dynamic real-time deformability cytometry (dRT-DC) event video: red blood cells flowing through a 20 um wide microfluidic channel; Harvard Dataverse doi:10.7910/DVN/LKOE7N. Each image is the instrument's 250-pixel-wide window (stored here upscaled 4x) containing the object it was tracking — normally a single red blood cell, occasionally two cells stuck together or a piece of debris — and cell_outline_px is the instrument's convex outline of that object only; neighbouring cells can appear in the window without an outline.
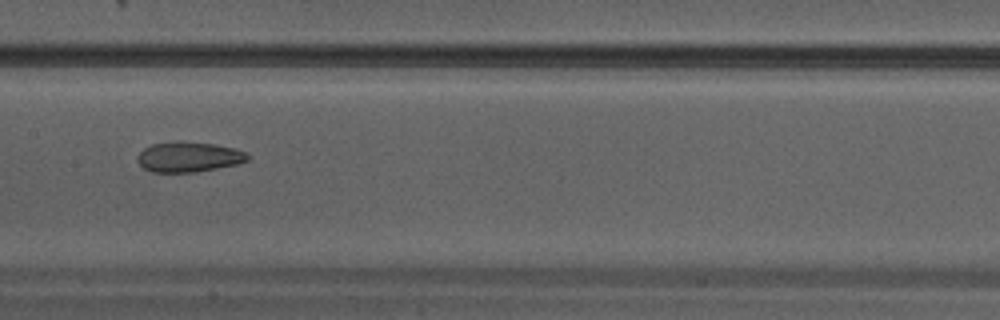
{"species": "Egyptian fruit bat (a non-hibernating species)", "species_latin": "Rousettus aegyptiacus", "temperature_condition": "warm", "stored_images_in_passage": 25, "camera_frame_rate_fps": 3000, "um_per_image_px": 0.085, "animal": {"sex": "male"}, "frame": {"image": 1, "passage_image": 11, "time_ms": 3.333, "image_size_px": [1000, 320], "cell_outline_px": [[248, 160], [236, 164], [216, 168], [192, 172], [152, 172], [144, 168], [136, 160], [136, 156], [144, 148], [152, 144], [180, 140], [212, 144], [232, 148], [244, 152], [248, 156]], "centroid_in_image_um": [15.97, 13.33], "position_along_channel_um": 191.4, "area_um2": 19.19}}
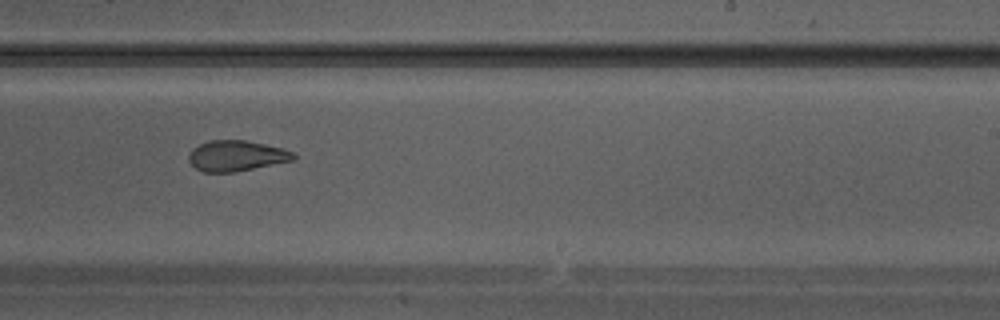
{"frame": {"image": 2, "passage_image": 15, "time_ms": 4.667, "image_size_px": [1000, 320], "cell_outline_px": [[296, 156], [292, 160], [236, 172], [204, 172], [196, 168], [188, 160], [188, 156], [192, 148], [208, 140], [244, 140], [284, 148], [292, 152]], "centroid_in_image_um": [20.06, 13.24], "position_along_channel_um": 268.9, "area_um2": 18.61}}